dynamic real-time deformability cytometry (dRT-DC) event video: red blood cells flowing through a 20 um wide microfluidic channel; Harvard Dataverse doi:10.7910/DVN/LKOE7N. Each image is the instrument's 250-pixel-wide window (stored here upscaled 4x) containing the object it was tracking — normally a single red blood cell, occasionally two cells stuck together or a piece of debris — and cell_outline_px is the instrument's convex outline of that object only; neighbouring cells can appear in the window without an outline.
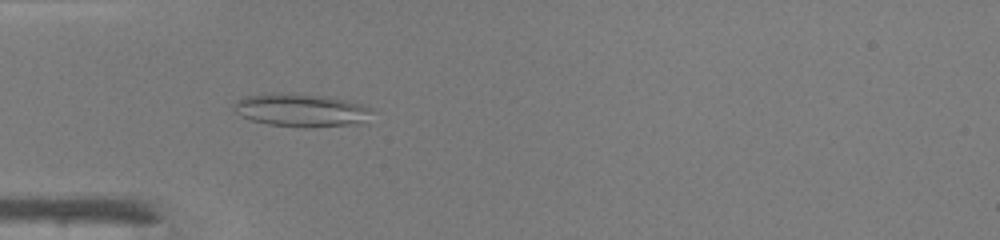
{"species": "common noctule bat (a hibernating species)", "species_latin": "Nyctalus noctula", "temperature_condition": "warm", "stored_images_in_passage": 47, "camera_frame_rate_fps": 3000, "um_per_image_px": 0.085, "animal": {"sex": "male", "body_mass_g": 19.0, "forearm_length_mm": 50.8}, "frame": {"image": 1, "passage_image": 15, "time_ms": 4.667, "image_size_px": [1000, 240], "cell_outline_px": [[372, 108], [368, 124], [312, 128], [304, 128], [268, 124], [252, 120], [240, 116], [232, 108], [232, 104], [244, 96], [272, 92], [324, 96], [344, 100], [360, 104]], "centroid_in_image_um": [25.62, 9.39], "position_along_channel_um": 59.4, "area_um2": 27.17}}
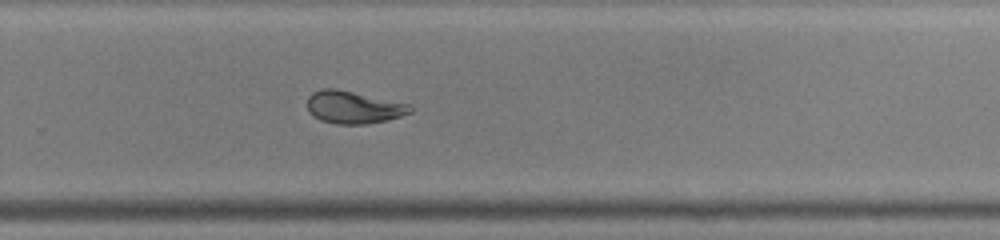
{"frame": {"image": 2, "passage_image": 32, "time_ms": 10.333, "image_size_px": [1000, 240], "cell_outline_px": [[416, 108], [412, 112], [388, 120], [364, 124], [336, 124], [320, 120], [312, 116], [308, 112], [308, 96], [312, 92], [324, 88], [336, 88], [412, 104]], "centroid_in_image_um": [30.08, 9.11], "position_along_channel_um": 299.7, "area_um2": 19.83}}
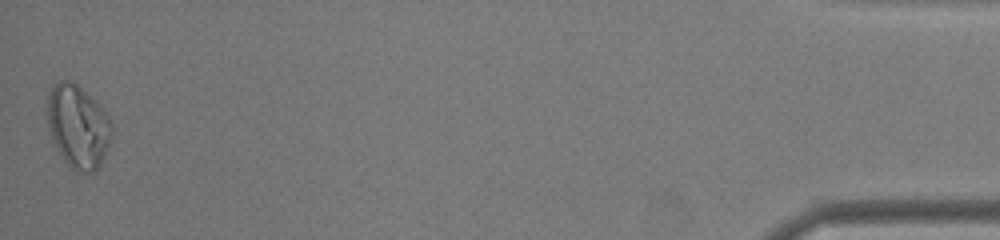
{"frame": {"image": 3, "passage_image": 47, "time_ms": 15.333, "image_size_px": [1000, 240], "cell_outline_px": [[112, 136], [104, 156], [100, 164], [92, 172], [76, 172], [64, 160], [56, 148], [48, 128], [48, 92], [52, 84], [60, 80], [72, 80], [96, 100], [108, 116], [112, 124]], "centroid_in_image_um": [6.62, 10.71], "position_along_channel_um": 428.6, "area_um2": 31.27}, "authors_computed_cell_mechanics": {"area_um2": 23.8714, "velocity_mm_per_s": 4.3137, "shape_relaxation_time_tau1_ms": null, "shape_relaxation_time_tau2_ms": 1.328, "deformation_change_tau1": null, "deformation_change_tau2": 0.0689}}